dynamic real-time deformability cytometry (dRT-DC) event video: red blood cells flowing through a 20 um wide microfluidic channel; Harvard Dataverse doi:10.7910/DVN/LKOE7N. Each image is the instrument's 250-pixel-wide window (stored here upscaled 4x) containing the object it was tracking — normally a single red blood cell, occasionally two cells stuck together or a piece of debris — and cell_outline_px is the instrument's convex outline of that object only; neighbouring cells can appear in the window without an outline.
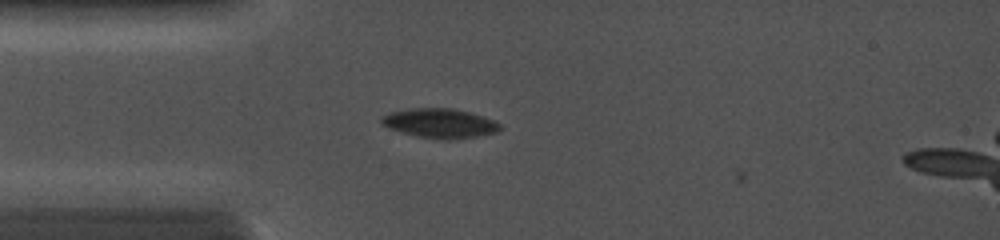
{"species": "common noctule bat (a hibernating species)", "species_latin": "Nyctalus noctula", "temperature_condition": "cold", "stored_images_in_passage": 21, "camera_frame_rate_fps": 5000, "um_per_image_px": 0.085, "animal": {"sex": "female", "body_mass_g": 19.0, "forearm_length_mm": 56.7}, "frame": {"image": 1, "passage_image": 18, "time_ms": 2.4, "image_size_px": [1000, 240], "cell_outline_px": [[504, 128], [496, 132], [476, 136], [448, 140], [440, 140], [416, 136], [400, 132], [388, 128], [380, 124], [380, 116], [392, 112], [408, 108], [452, 108], [484, 116], [500, 124]], "centroid_in_image_um": [37.35, 10.48], "position_along_channel_um": 47.7, "area_um2": 20.52}}